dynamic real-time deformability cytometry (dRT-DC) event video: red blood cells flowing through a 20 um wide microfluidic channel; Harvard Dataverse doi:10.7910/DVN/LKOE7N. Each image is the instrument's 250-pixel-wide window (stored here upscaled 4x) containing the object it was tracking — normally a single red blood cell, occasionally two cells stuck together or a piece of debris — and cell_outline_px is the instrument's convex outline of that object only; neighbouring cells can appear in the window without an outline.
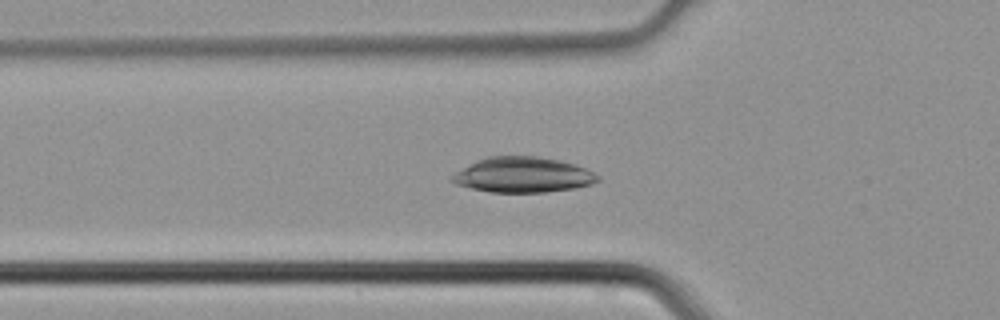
{"species": "common noctule bat (a hibernating species)", "species_latin": "Nyctalus noctula", "temperature_condition": "cold", "stored_images_in_passage": 27, "camera_frame_rate_fps": 3000, "um_per_image_px": 0.085, "animal": {"sex": "male", "body_mass_g": 21.5, "forearm_length_mm": 52.0}, "frame": {"image": 1, "passage_image": 3, "time_ms": 0.667, "image_size_px": [1000, 320], "cell_outline_px": [[600, 180], [592, 184], [572, 188], [544, 192], [492, 192], [472, 188], [456, 184], [448, 180], [448, 176], [476, 160], [488, 156], [536, 156], [560, 160], [576, 164], [600, 176]], "centroid_in_image_um": [44.41, 14.85], "position_along_channel_um": 81.4, "area_um2": 30.06}}
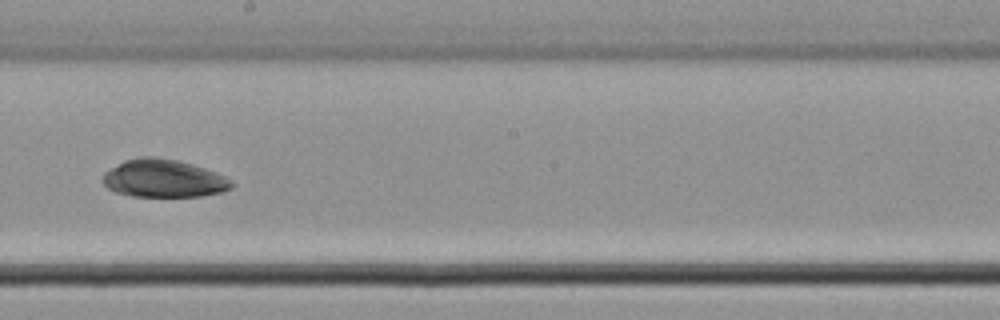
{"frame": {"image": 2, "passage_image": 13, "time_ms": 4.0, "image_size_px": [1000, 320], "cell_outline_px": [[236, 184], [232, 188], [220, 192], [200, 196], [132, 196], [116, 192], [108, 188], [100, 180], [104, 172], [124, 160], [140, 156], [152, 156], [176, 160], [192, 164], [216, 172], [232, 180]], "centroid_in_image_um": [13.89, 15.16], "position_along_channel_um": 234.3, "area_um2": 28.5}}
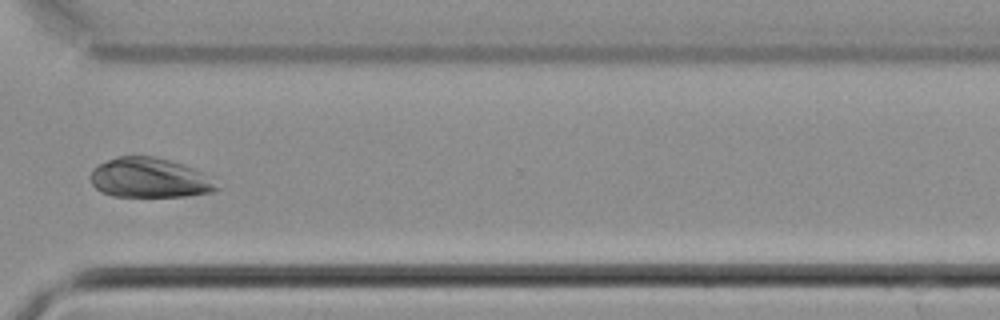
{"frame": {"image": 3, "passage_image": 21, "time_ms": 6.667, "image_size_px": [1000, 320], "cell_outline_px": [[220, 188], [212, 192], [188, 196], [112, 196], [100, 192], [92, 184], [92, 168], [116, 156], [156, 156], [172, 160], [184, 164], [216, 176]], "centroid_in_image_um": [12.82, 15.11], "position_along_channel_um": 357.8, "area_um2": 29.88}}